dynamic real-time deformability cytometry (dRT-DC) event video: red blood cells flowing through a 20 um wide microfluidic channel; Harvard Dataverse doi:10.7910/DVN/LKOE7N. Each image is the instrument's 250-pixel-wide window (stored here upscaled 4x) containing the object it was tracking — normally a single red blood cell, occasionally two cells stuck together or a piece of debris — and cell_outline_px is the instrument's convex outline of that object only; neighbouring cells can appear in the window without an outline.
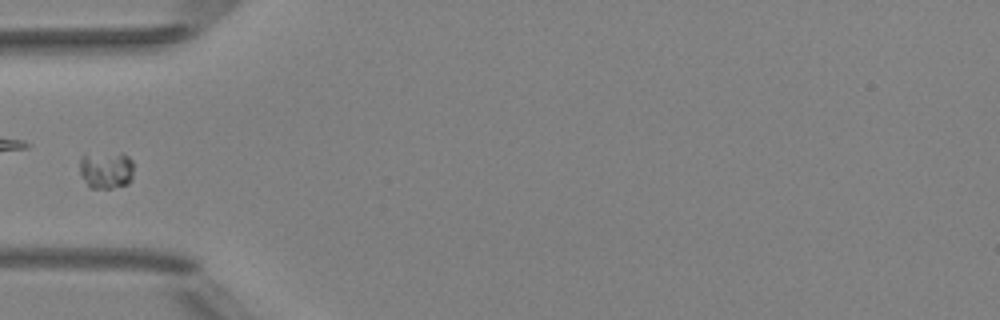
{"species": "Egyptian fruit bat (a non-hibernating species)", "species_latin": "Rousettus aegyptiacus", "temperature_condition": "room temperature", "stored_images_in_passage": 6, "camera_frame_rate_fps": 3000, "um_per_image_px": 0.085, "animal": {"sex": "female"}, "frame": {"image": 1, "passage_image": 6, "time_ms": 5.667, "image_size_px": [1000, 320], "cell_outline_px": [[132, 180], [128, 184], [112, 188], [92, 188], [80, 176], [80, 156], [120, 152], [128, 156], [132, 160]], "centroid_in_image_um": [9.04, 14.45], "position_along_channel_um": 76.0, "area_um2": 11.73}}